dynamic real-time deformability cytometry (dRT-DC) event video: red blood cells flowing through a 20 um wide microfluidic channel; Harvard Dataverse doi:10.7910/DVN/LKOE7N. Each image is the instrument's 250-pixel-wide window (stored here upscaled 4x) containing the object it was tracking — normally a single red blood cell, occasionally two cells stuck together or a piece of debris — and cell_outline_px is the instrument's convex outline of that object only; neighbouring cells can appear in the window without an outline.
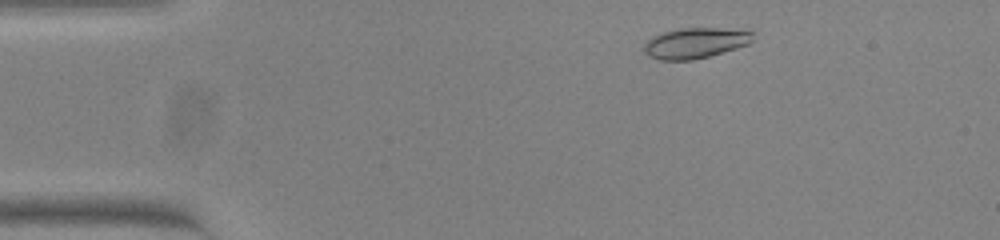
{"species": "common noctule bat (a hibernating species)", "species_latin": "Nyctalus noctula", "temperature_condition": "warm", "stored_images_in_passage": 49, "camera_frame_rate_fps": 3000, "um_per_image_px": 0.085, "animal": {"sex": "female", "body_mass_g": 23.0, "forearm_length_mm": 53.4}, "frame": {"image": 1, "passage_image": 4, "time_ms": 1.0, "image_size_px": [1000, 240], "cell_outline_px": [[752, 40], [748, 44], [736, 48], [708, 56], [692, 60], [660, 60], [648, 56], [644, 52], [644, 44], [652, 36], [664, 32], [684, 28], [720, 28], [752, 32]], "centroid_in_image_um": [59.05, 3.66], "position_along_channel_um": 26.0, "area_um2": 19.07}}
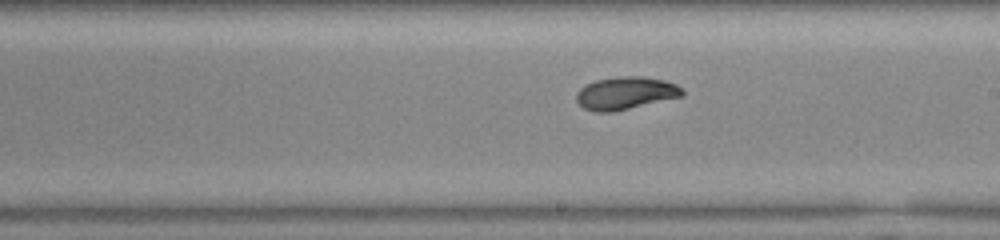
{"frame": {"image": 2, "passage_image": 26, "time_ms": 8.333, "image_size_px": [1000, 240], "cell_outline_px": [[684, 96], [612, 112], [592, 112], [584, 108], [576, 100], [576, 92], [580, 88], [596, 80], [620, 76], [640, 76], [664, 80], [676, 84], [684, 88]], "centroid_in_image_um": [53.19, 7.92], "position_along_channel_um": 235.8, "area_um2": 20.23}}
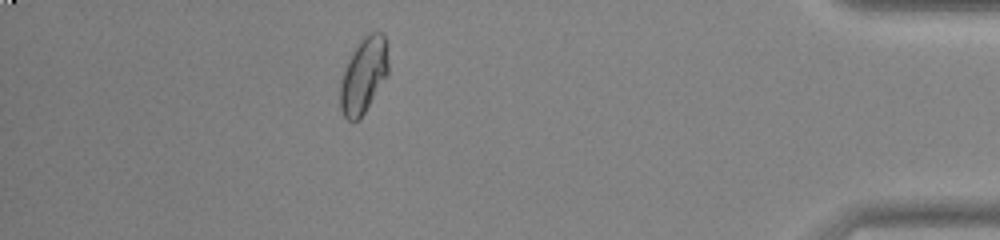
{"frame": {"image": 3, "passage_image": 43, "time_ms": 14.0, "image_size_px": [1000, 240], "cell_outline_px": [[388, 76], [360, 120], [348, 120], [344, 116], [340, 108], [340, 84], [348, 60], [352, 52], [360, 40], [368, 32], [380, 32], [384, 36], [388, 44]], "centroid_in_image_um": [30.94, 6.4], "position_along_channel_um": 404.3, "area_um2": 21.44}, "authors_computed_cell_mechanics": {"area_um2": 19.9988, "velocity_mm_per_s": 3.8169, "shape_relaxation_time_tau1_ms": 3.1228, "shape_relaxation_time_tau2_ms": 2.5925, "deformation_change_tau1": 0.1284, "deformation_change_tau2": 0.0499}}